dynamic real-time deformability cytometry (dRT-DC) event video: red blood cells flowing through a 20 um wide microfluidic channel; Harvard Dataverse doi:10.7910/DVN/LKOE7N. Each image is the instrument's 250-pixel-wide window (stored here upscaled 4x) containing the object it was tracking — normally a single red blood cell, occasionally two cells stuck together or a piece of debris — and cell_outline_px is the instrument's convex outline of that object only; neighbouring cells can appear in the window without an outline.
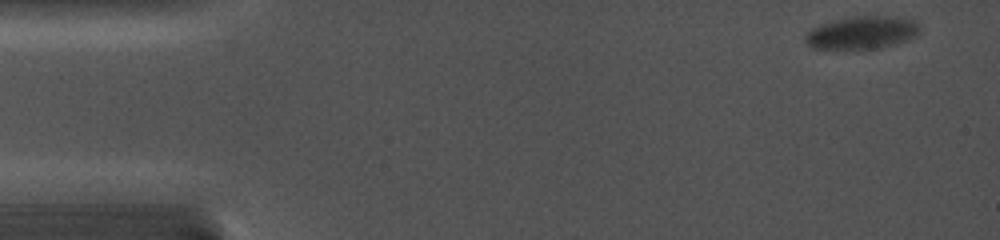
{"species": "common noctule bat (a hibernating species)", "species_latin": "Nyctalus noctula", "temperature_condition": "cold", "stored_images_in_passage": 25, "camera_frame_rate_fps": 5000, "um_per_image_px": 0.085, "animal": {"sex": "female", "body_mass_g": 19.0, "forearm_length_mm": 56.7}, "frame": {"image": 1, "passage_image": 1, "time_ms": 0.0, "image_size_px": [1000, 240], "cell_outline_px": [[920, 32], [916, 36], [908, 40], [880, 48], [812, 48], [804, 40], [804, 36], [812, 28], [836, 20], [856, 16], [884, 16], [916, 20], [920, 24]], "centroid_in_image_um": [73.32, 2.77], "position_along_channel_um": 11.7, "area_um2": 21.56}}
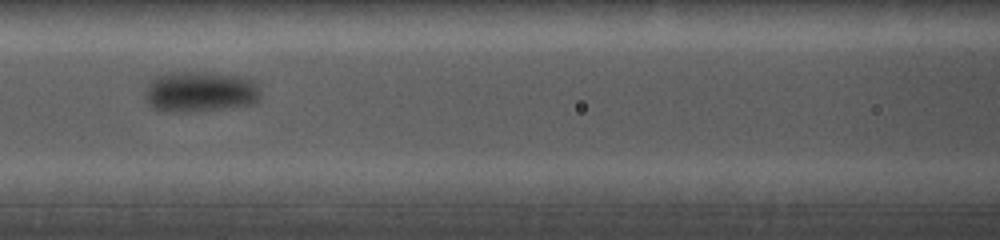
{"frame": {"image": 2, "passage_image": 10, "time_ms": 6.8, "image_size_px": [1000, 240], "cell_outline_px": [[260, 100], [256, 104], [224, 108], [188, 112], [160, 112], [152, 108], [144, 100], [144, 96], [148, 84], [156, 76], [176, 72], [212, 72], [236, 76], [256, 80], [260, 92]], "centroid_in_image_um": [17.01, 7.81], "position_along_channel_um": 149.6, "area_um2": 27.86}}
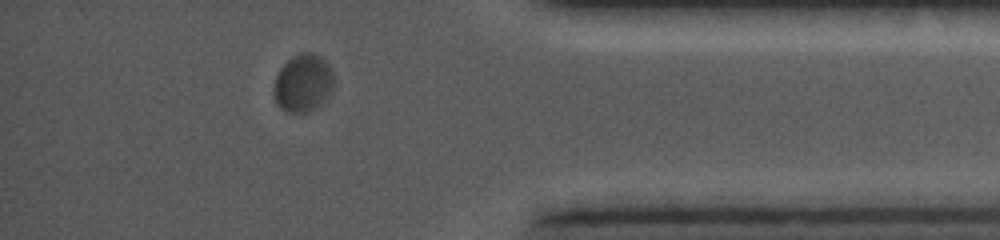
{"frame": {"image": 3, "passage_image": 22, "time_ms": 14.0, "image_size_px": [1000, 240], "cell_outline_px": [[332, 92], [320, 104], [304, 112], [288, 112], [280, 108], [276, 104], [276, 76], [280, 68], [292, 56], [300, 52], [312, 52], [328, 60], [332, 68]], "centroid_in_image_um": [25.79, 7.01], "position_along_channel_um": 409.4, "area_um2": 19.94}}